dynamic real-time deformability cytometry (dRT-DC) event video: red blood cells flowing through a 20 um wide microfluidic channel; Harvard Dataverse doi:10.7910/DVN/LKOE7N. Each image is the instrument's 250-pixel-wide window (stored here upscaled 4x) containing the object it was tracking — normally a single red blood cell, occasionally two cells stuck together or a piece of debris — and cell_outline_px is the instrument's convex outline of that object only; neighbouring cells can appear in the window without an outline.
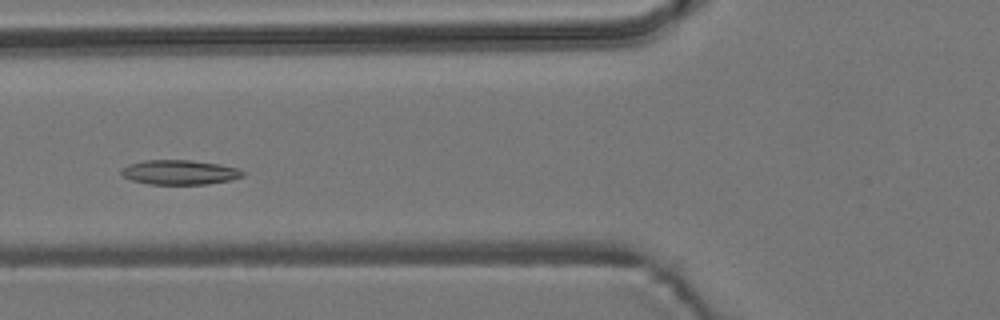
{"species": "common noctule bat (a hibernating species)", "species_latin": "Nyctalus noctula", "temperature_condition": "room temperature", "stored_images_in_passage": 5, "camera_frame_rate_fps": 3000, "um_per_image_px": 0.085, "animal": {"sex": "male", "body_mass_g": 19.2, "forearm_length_mm": 51.8}, "frame": {"image": 1, "passage_image": 5, "time_ms": 5.0, "image_size_px": [1000, 320], "cell_outline_px": [[244, 176], [232, 180], [208, 184], [148, 184], [132, 180], [120, 176], [120, 168], [128, 164], [144, 160], [192, 160], [220, 164], [236, 168], [244, 172]], "centroid_in_image_um": [15.23, 14.64], "position_along_channel_um": 110.6, "area_um2": 17.63}}